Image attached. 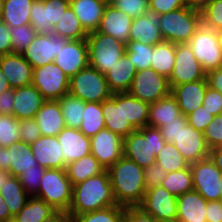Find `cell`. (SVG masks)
<instances>
[{"mask_svg": "<svg viewBox=\"0 0 222 222\" xmlns=\"http://www.w3.org/2000/svg\"><path fill=\"white\" fill-rule=\"evenodd\" d=\"M19 120L13 115L0 114V147H8L19 143L20 140Z\"/></svg>", "mask_w": 222, "mask_h": 222, "instance_id": "cell-46", "label": "cell"}, {"mask_svg": "<svg viewBox=\"0 0 222 222\" xmlns=\"http://www.w3.org/2000/svg\"><path fill=\"white\" fill-rule=\"evenodd\" d=\"M70 79L77 72L89 65L86 39L68 40L60 45V50L53 61Z\"/></svg>", "mask_w": 222, "mask_h": 222, "instance_id": "cell-17", "label": "cell"}, {"mask_svg": "<svg viewBox=\"0 0 222 222\" xmlns=\"http://www.w3.org/2000/svg\"><path fill=\"white\" fill-rule=\"evenodd\" d=\"M12 177L9 171H4L0 169V190L3 188L5 183Z\"/></svg>", "mask_w": 222, "mask_h": 222, "instance_id": "cell-69", "label": "cell"}, {"mask_svg": "<svg viewBox=\"0 0 222 222\" xmlns=\"http://www.w3.org/2000/svg\"><path fill=\"white\" fill-rule=\"evenodd\" d=\"M208 83L206 79L177 85L171 89L181 113L187 116L202 106Z\"/></svg>", "mask_w": 222, "mask_h": 222, "instance_id": "cell-26", "label": "cell"}, {"mask_svg": "<svg viewBox=\"0 0 222 222\" xmlns=\"http://www.w3.org/2000/svg\"><path fill=\"white\" fill-rule=\"evenodd\" d=\"M202 24L215 31L222 29V0H211L201 9Z\"/></svg>", "mask_w": 222, "mask_h": 222, "instance_id": "cell-48", "label": "cell"}, {"mask_svg": "<svg viewBox=\"0 0 222 222\" xmlns=\"http://www.w3.org/2000/svg\"><path fill=\"white\" fill-rule=\"evenodd\" d=\"M90 140L91 154L106 170L123 156V138L106 128Z\"/></svg>", "mask_w": 222, "mask_h": 222, "instance_id": "cell-16", "label": "cell"}, {"mask_svg": "<svg viewBox=\"0 0 222 222\" xmlns=\"http://www.w3.org/2000/svg\"><path fill=\"white\" fill-rule=\"evenodd\" d=\"M67 41L68 39L55 34H37L22 55L34 69L42 67L54 61L60 45H65Z\"/></svg>", "mask_w": 222, "mask_h": 222, "instance_id": "cell-15", "label": "cell"}, {"mask_svg": "<svg viewBox=\"0 0 222 222\" xmlns=\"http://www.w3.org/2000/svg\"><path fill=\"white\" fill-rule=\"evenodd\" d=\"M165 143L159 128L145 126L123 138V156L145 169L156 163V156Z\"/></svg>", "mask_w": 222, "mask_h": 222, "instance_id": "cell-3", "label": "cell"}, {"mask_svg": "<svg viewBox=\"0 0 222 222\" xmlns=\"http://www.w3.org/2000/svg\"><path fill=\"white\" fill-rule=\"evenodd\" d=\"M188 124L187 116L177 117V121L166 122V125L160 127L161 134L167 143H174L175 137L184 126Z\"/></svg>", "mask_w": 222, "mask_h": 222, "instance_id": "cell-56", "label": "cell"}, {"mask_svg": "<svg viewBox=\"0 0 222 222\" xmlns=\"http://www.w3.org/2000/svg\"><path fill=\"white\" fill-rule=\"evenodd\" d=\"M137 70L130 58L125 54L106 74V81L113 93L128 92Z\"/></svg>", "mask_w": 222, "mask_h": 222, "instance_id": "cell-29", "label": "cell"}, {"mask_svg": "<svg viewBox=\"0 0 222 222\" xmlns=\"http://www.w3.org/2000/svg\"><path fill=\"white\" fill-rule=\"evenodd\" d=\"M32 85L45 100H59L69 93V78L54 62L34 69Z\"/></svg>", "mask_w": 222, "mask_h": 222, "instance_id": "cell-10", "label": "cell"}, {"mask_svg": "<svg viewBox=\"0 0 222 222\" xmlns=\"http://www.w3.org/2000/svg\"><path fill=\"white\" fill-rule=\"evenodd\" d=\"M128 93L148 104H152L168 96L171 89L168 79L152 68L136 72Z\"/></svg>", "mask_w": 222, "mask_h": 222, "instance_id": "cell-9", "label": "cell"}, {"mask_svg": "<svg viewBox=\"0 0 222 222\" xmlns=\"http://www.w3.org/2000/svg\"><path fill=\"white\" fill-rule=\"evenodd\" d=\"M14 217L10 214L9 209L0 194V222H13Z\"/></svg>", "mask_w": 222, "mask_h": 222, "instance_id": "cell-65", "label": "cell"}, {"mask_svg": "<svg viewBox=\"0 0 222 222\" xmlns=\"http://www.w3.org/2000/svg\"><path fill=\"white\" fill-rule=\"evenodd\" d=\"M73 185L66 169H45L35 195L51 205L56 211L68 212L72 202Z\"/></svg>", "mask_w": 222, "mask_h": 222, "instance_id": "cell-6", "label": "cell"}, {"mask_svg": "<svg viewBox=\"0 0 222 222\" xmlns=\"http://www.w3.org/2000/svg\"><path fill=\"white\" fill-rule=\"evenodd\" d=\"M132 21L131 16L115 6H106L97 31L127 44Z\"/></svg>", "mask_w": 222, "mask_h": 222, "instance_id": "cell-24", "label": "cell"}, {"mask_svg": "<svg viewBox=\"0 0 222 222\" xmlns=\"http://www.w3.org/2000/svg\"><path fill=\"white\" fill-rule=\"evenodd\" d=\"M38 164L45 169H66L62 159V149L57 136H41L31 144Z\"/></svg>", "mask_w": 222, "mask_h": 222, "instance_id": "cell-23", "label": "cell"}, {"mask_svg": "<svg viewBox=\"0 0 222 222\" xmlns=\"http://www.w3.org/2000/svg\"><path fill=\"white\" fill-rule=\"evenodd\" d=\"M202 106L214 116L222 115V93L208 86Z\"/></svg>", "mask_w": 222, "mask_h": 222, "instance_id": "cell-55", "label": "cell"}, {"mask_svg": "<svg viewBox=\"0 0 222 222\" xmlns=\"http://www.w3.org/2000/svg\"><path fill=\"white\" fill-rule=\"evenodd\" d=\"M182 115L176 98L170 93L150 104L148 126L160 128L166 125V122L177 121V117Z\"/></svg>", "mask_w": 222, "mask_h": 222, "instance_id": "cell-31", "label": "cell"}, {"mask_svg": "<svg viewBox=\"0 0 222 222\" xmlns=\"http://www.w3.org/2000/svg\"><path fill=\"white\" fill-rule=\"evenodd\" d=\"M89 65L106 74L126 53V44L101 32H89L86 38Z\"/></svg>", "mask_w": 222, "mask_h": 222, "instance_id": "cell-5", "label": "cell"}, {"mask_svg": "<svg viewBox=\"0 0 222 222\" xmlns=\"http://www.w3.org/2000/svg\"><path fill=\"white\" fill-rule=\"evenodd\" d=\"M35 0H4L1 20L9 27L30 25V11Z\"/></svg>", "mask_w": 222, "mask_h": 222, "instance_id": "cell-33", "label": "cell"}, {"mask_svg": "<svg viewBox=\"0 0 222 222\" xmlns=\"http://www.w3.org/2000/svg\"><path fill=\"white\" fill-rule=\"evenodd\" d=\"M10 167V151L7 147H0V169L4 171H9Z\"/></svg>", "mask_w": 222, "mask_h": 222, "instance_id": "cell-63", "label": "cell"}, {"mask_svg": "<svg viewBox=\"0 0 222 222\" xmlns=\"http://www.w3.org/2000/svg\"><path fill=\"white\" fill-rule=\"evenodd\" d=\"M45 101L32 84L14 88L13 116L18 120L34 118Z\"/></svg>", "mask_w": 222, "mask_h": 222, "instance_id": "cell-25", "label": "cell"}, {"mask_svg": "<svg viewBox=\"0 0 222 222\" xmlns=\"http://www.w3.org/2000/svg\"><path fill=\"white\" fill-rule=\"evenodd\" d=\"M175 63V44L162 41L153 46L151 68L169 79Z\"/></svg>", "mask_w": 222, "mask_h": 222, "instance_id": "cell-35", "label": "cell"}, {"mask_svg": "<svg viewBox=\"0 0 222 222\" xmlns=\"http://www.w3.org/2000/svg\"><path fill=\"white\" fill-rule=\"evenodd\" d=\"M0 194L6 203L10 214L15 217L25 206L27 199L30 197L19 181L18 177L12 176L1 188ZM29 196V197H28Z\"/></svg>", "mask_w": 222, "mask_h": 222, "instance_id": "cell-39", "label": "cell"}, {"mask_svg": "<svg viewBox=\"0 0 222 222\" xmlns=\"http://www.w3.org/2000/svg\"><path fill=\"white\" fill-rule=\"evenodd\" d=\"M216 35H217L219 47H220L221 52H222V29L216 31Z\"/></svg>", "mask_w": 222, "mask_h": 222, "instance_id": "cell-70", "label": "cell"}, {"mask_svg": "<svg viewBox=\"0 0 222 222\" xmlns=\"http://www.w3.org/2000/svg\"><path fill=\"white\" fill-rule=\"evenodd\" d=\"M117 205L108 170L73 185L69 215H81Z\"/></svg>", "mask_w": 222, "mask_h": 222, "instance_id": "cell-2", "label": "cell"}, {"mask_svg": "<svg viewBox=\"0 0 222 222\" xmlns=\"http://www.w3.org/2000/svg\"><path fill=\"white\" fill-rule=\"evenodd\" d=\"M9 27L0 19V56L12 53Z\"/></svg>", "mask_w": 222, "mask_h": 222, "instance_id": "cell-59", "label": "cell"}, {"mask_svg": "<svg viewBox=\"0 0 222 222\" xmlns=\"http://www.w3.org/2000/svg\"><path fill=\"white\" fill-rule=\"evenodd\" d=\"M203 134L210 150L222 146V115L214 116Z\"/></svg>", "mask_w": 222, "mask_h": 222, "instance_id": "cell-50", "label": "cell"}, {"mask_svg": "<svg viewBox=\"0 0 222 222\" xmlns=\"http://www.w3.org/2000/svg\"><path fill=\"white\" fill-rule=\"evenodd\" d=\"M168 173V171L164 170V168L157 163L145 168L144 182L146 190L161 185Z\"/></svg>", "mask_w": 222, "mask_h": 222, "instance_id": "cell-54", "label": "cell"}, {"mask_svg": "<svg viewBox=\"0 0 222 222\" xmlns=\"http://www.w3.org/2000/svg\"><path fill=\"white\" fill-rule=\"evenodd\" d=\"M132 18L144 15L149 11V0H120L114 5Z\"/></svg>", "mask_w": 222, "mask_h": 222, "instance_id": "cell-51", "label": "cell"}, {"mask_svg": "<svg viewBox=\"0 0 222 222\" xmlns=\"http://www.w3.org/2000/svg\"><path fill=\"white\" fill-rule=\"evenodd\" d=\"M156 163L168 172L184 170L190 163L181 155L173 143H165L156 156Z\"/></svg>", "mask_w": 222, "mask_h": 222, "instance_id": "cell-42", "label": "cell"}, {"mask_svg": "<svg viewBox=\"0 0 222 222\" xmlns=\"http://www.w3.org/2000/svg\"><path fill=\"white\" fill-rule=\"evenodd\" d=\"M53 34L68 40H79L86 39L89 33L83 28L73 9L69 6L53 27Z\"/></svg>", "mask_w": 222, "mask_h": 222, "instance_id": "cell-38", "label": "cell"}, {"mask_svg": "<svg viewBox=\"0 0 222 222\" xmlns=\"http://www.w3.org/2000/svg\"><path fill=\"white\" fill-rule=\"evenodd\" d=\"M106 6L102 0L70 1V7L88 33L98 29Z\"/></svg>", "mask_w": 222, "mask_h": 222, "instance_id": "cell-30", "label": "cell"}, {"mask_svg": "<svg viewBox=\"0 0 222 222\" xmlns=\"http://www.w3.org/2000/svg\"><path fill=\"white\" fill-rule=\"evenodd\" d=\"M34 119L43 136H57L66 127L58 100H46Z\"/></svg>", "mask_w": 222, "mask_h": 222, "instance_id": "cell-28", "label": "cell"}, {"mask_svg": "<svg viewBox=\"0 0 222 222\" xmlns=\"http://www.w3.org/2000/svg\"><path fill=\"white\" fill-rule=\"evenodd\" d=\"M159 17L163 40L174 44L188 43L202 23L201 10L189 6L161 14Z\"/></svg>", "mask_w": 222, "mask_h": 222, "instance_id": "cell-4", "label": "cell"}, {"mask_svg": "<svg viewBox=\"0 0 222 222\" xmlns=\"http://www.w3.org/2000/svg\"><path fill=\"white\" fill-rule=\"evenodd\" d=\"M57 138L62 149V159L66 165L91 153V140L79 129L66 126Z\"/></svg>", "mask_w": 222, "mask_h": 222, "instance_id": "cell-21", "label": "cell"}, {"mask_svg": "<svg viewBox=\"0 0 222 222\" xmlns=\"http://www.w3.org/2000/svg\"><path fill=\"white\" fill-rule=\"evenodd\" d=\"M210 1L211 0H187V6L201 10Z\"/></svg>", "mask_w": 222, "mask_h": 222, "instance_id": "cell-67", "label": "cell"}, {"mask_svg": "<svg viewBox=\"0 0 222 222\" xmlns=\"http://www.w3.org/2000/svg\"><path fill=\"white\" fill-rule=\"evenodd\" d=\"M161 185L176 197L192 191L193 179L190 166L184 170L169 172Z\"/></svg>", "mask_w": 222, "mask_h": 222, "instance_id": "cell-43", "label": "cell"}, {"mask_svg": "<svg viewBox=\"0 0 222 222\" xmlns=\"http://www.w3.org/2000/svg\"><path fill=\"white\" fill-rule=\"evenodd\" d=\"M11 89L10 83L0 69V94Z\"/></svg>", "mask_w": 222, "mask_h": 222, "instance_id": "cell-68", "label": "cell"}, {"mask_svg": "<svg viewBox=\"0 0 222 222\" xmlns=\"http://www.w3.org/2000/svg\"><path fill=\"white\" fill-rule=\"evenodd\" d=\"M220 191H221V200H222V178H221V181H220Z\"/></svg>", "mask_w": 222, "mask_h": 222, "instance_id": "cell-73", "label": "cell"}, {"mask_svg": "<svg viewBox=\"0 0 222 222\" xmlns=\"http://www.w3.org/2000/svg\"><path fill=\"white\" fill-rule=\"evenodd\" d=\"M43 222H70V215L65 211H56Z\"/></svg>", "mask_w": 222, "mask_h": 222, "instance_id": "cell-66", "label": "cell"}, {"mask_svg": "<svg viewBox=\"0 0 222 222\" xmlns=\"http://www.w3.org/2000/svg\"><path fill=\"white\" fill-rule=\"evenodd\" d=\"M208 86L222 93V67L206 73Z\"/></svg>", "mask_w": 222, "mask_h": 222, "instance_id": "cell-62", "label": "cell"}, {"mask_svg": "<svg viewBox=\"0 0 222 222\" xmlns=\"http://www.w3.org/2000/svg\"><path fill=\"white\" fill-rule=\"evenodd\" d=\"M209 157L222 173V146L211 149Z\"/></svg>", "mask_w": 222, "mask_h": 222, "instance_id": "cell-64", "label": "cell"}, {"mask_svg": "<svg viewBox=\"0 0 222 222\" xmlns=\"http://www.w3.org/2000/svg\"><path fill=\"white\" fill-rule=\"evenodd\" d=\"M159 21V15L150 10L146 11L144 15L133 18L129 41H139L153 46L164 41L159 29Z\"/></svg>", "mask_w": 222, "mask_h": 222, "instance_id": "cell-22", "label": "cell"}, {"mask_svg": "<svg viewBox=\"0 0 222 222\" xmlns=\"http://www.w3.org/2000/svg\"><path fill=\"white\" fill-rule=\"evenodd\" d=\"M153 45L139 41H129L126 44V55L130 58L137 71L151 68Z\"/></svg>", "mask_w": 222, "mask_h": 222, "instance_id": "cell-45", "label": "cell"}, {"mask_svg": "<svg viewBox=\"0 0 222 222\" xmlns=\"http://www.w3.org/2000/svg\"><path fill=\"white\" fill-rule=\"evenodd\" d=\"M206 79V72L188 43L175 44V63L168 79L170 89L184 83Z\"/></svg>", "mask_w": 222, "mask_h": 222, "instance_id": "cell-12", "label": "cell"}, {"mask_svg": "<svg viewBox=\"0 0 222 222\" xmlns=\"http://www.w3.org/2000/svg\"><path fill=\"white\" fill-rule=\"evenodd\" d=\"M58 101L64 117L65 126L79 129L83 121L82 115L85 108V102L70 93L65 94Z\"/></svg>", "mask_w": 222, "mask_h": 222, "instance_id": "cell-41", "label": "cell"}, {"mask_svg": "<svg viewBox=\"0 0 222 222\" xmlns=\"http://www.w3.org/2000/svg\"><path fill=\"white\" fill-rule=\"evenodd\" d=\"M10 151L11 167L9 172L12 176L18 177L30 169H37L38 161L35 159L30 144L19 142L7 147Z\"/></svg>", "mask_w": 222, "mask_h": 222, "instance_id": "cell-32", "label": "cell"}, {"mask_svg": "<svg viewBox=\"0 0 222 222\" xmlns=\"http://www.w3.org/2000/svg\"><path fill=\"white\" fill-rule=\"evenodd\" d=\"M56 210L36 196H30L25 206L14 217L13 222H43L53 215Z\"/></svg>", "mask_w": 222, "mask_h": 222, "instance_id": "cell-37", "label": "cell"}, {"mask_svg": "<svg viewBox=\"0 0 222 222\" xmlns=\"http://www.w3.org/2000/svg\"><path fill=\"white\" fill-rule=\"evenodd\" d=\"M165 222H181V221L173 220V221H165Z\"/></svg>", "mask_w": 222, "mask_h": 222, "instance_id": "cell-74", "label": "cell"}, {"mask_svg": "<svg viewBox=\"0 0 222 222\" xmlns=\"http://www.w3.org/2000/svg\"><path fill=\"white\" fill-rule=\"evenodd\" d=\"M188 124L193 128L204 132L207 126L214 119V115L211 114L205 107L200 106L195 111L187 115Z\"/></svg>", "mask_w": 222, "mask_h": 222, "instance_id": "cell-53", "label": "cell"}, {"mask_svg": "<svg viewBox=\"0 0 222 222\" xmlns=\"http://www.w3.org/2000/svg\"><path fill=\"white\" fill-rule=\"evenodd\" d=\"M14 89H9L0 94V114L13 115Z\"/></svg>", "mask_w": 222, "mask_h": 222, "instance_id": "cell-61", "label": "cell"}, {"mask_svg": "<svg viewBox=\"0 0 222 222\" xmlns=\"http://www.w3.org/2000/svg\"><path fill=\"white\" fill-rule=\"evenodd\" d=\"M150 104L143 102L128 92H123V113L125 120L137 130L148 126Z\"/></svg>", "mask_w": 222, "mask_h": 222, "instance_id": "cell-36", "label": "cell"}, {"mask_svg": "<svg viewBox=\"0 0 222 222\" xmlns=\"http://www.w3.org/2000/svg\"><path fill=\"white\" fill-rule=\"evenodd\" d=\"M9 29L12 53L22 54L37 35L36 30L31 25H22Z\"/></svg>", "mask_w": 222, "mask_h": 222, "instance_id": "cell-47", "label": "cell"}, {"mask_svg": "<svg viewBox=\"0 0 222 222\" xmlns=\"http://www.w3.org/2000/svg\"><path fill=\"white\" fill-rule=\"evenodd\" d=\"M188 45L206 73L222 67V52L215 30L201 23Z\"/></svg>", "mask_w": 222, "mask_h": 222, "instance_id": "cell-8", "label": "cell"}, {"mask_svg": "<svg viewBox=\"0 0 222 222\" xmlns=\"http://www.w3.org/2000/svg\"><path fill=\"white\" fill-rule=\"evenodd\" d=\"M173 144L190 164L209 157L203 132L189 124L180 130Z\"/></svg>", "mask_w": 222, "mask_h": 222, "instance_id": "cell-18", "label": "cell"}, {"mask_svg": "<svg viewBox=\"0 0 222 222\" xmlns=\"http://www.w3.org/2000/svg\"><path fill=\"white\" fill-rule=\"evenodd\" d=\"M138 207L158 222L173 221L177 218V197L162 185L147 189Z\"/></svg>", "mask_w": 222, "mask_h": 222, "instance_id": "cell-14", "label": "cell"}, {"mask_svg": "<svg viewBox=\"0 0 222 222\" xmlns=\"http://www.w3.org/2000/svg\"><path fill=\"white\" fill-rule=\"evenodd\" d=\"M108 172L117 204L123 207L139 206L146 192L144 168L122 156Z\"/></svg>", "mask_w": 222, "mask_h": 222, "instance_id": "cell-1", "label": "cell"}, {"mask_svg": "<svg viewBox=\"0 0 222 222\" xmlns=\"http://www.w3.org/2000/svg\"><path fill=\"white\" fill-rule=\"evenodd\" d=\"M69 93L84 102L97 103L109 99L113 94L105 75L90 65L69 79Z\"/></svg>", "mask_w": 222, "mask_h": 222, "instance_id": "cell-7", "label": "cell"}, {"mask_svg": "<svg viewBox=\"0 0 222 222\" xmlns=\"http://www.w3.org/2000/svg\"><path fill=\"white\" fill-rule=\"evenodd\" d=\"M83 121L79 130L86 137L95 136L100 130L105 129V120L101 109V103L85 102Z\"/></svg>", "mask_w": 222, "mask_h": 222, "instance_id": "cell-40", "label": "cell"}, {"mask_svg": "<svg viewBox=\"0 0 222 222\" xmlns=\"http://www.w3.org/2000/svg\"><path fill=\"white\" fill-rule=\"evenodd\" d=\"M193 179V190L197 191L206 201L221 200V171L210 157L190 164Z\"/></svg>", "mask_w": 222, "mask_h": 222, "instance_id": "cell-11", "label": "cell"}, {"mask_svg": "<svg viewBox=\"0 0 222 222\" xmlns=\"http://www.w3.org/2000/svg\"><path fill=\"white\" fill-rule=\"evenodd\" d=\"M104 170V167L91 153L66 166L67 176L72 185L81 183L92 176L102 173Z\"/></svg>", "mask_w": 222, "mask_h": 222, "instance_id": "cell-34", "label": "cell"}, {"mask_svg": "<svg viewBox=\"0 0 222 222\" xmlns=\"http://www.w3.org/2000/svg\"><path fill=\"white\" fill-rule=\"evenodd\" d=\"M207 222H222V200H212L207 202Z\"/></svg>", "mask_w": 222, "mask_h": 222, "instance_id": "cell-60", "label": "cell"}, {"mask_svg": "<svg viewBox=\"0 0 222 222\" xmlns=\"http://www.w3.org/2000/svg\"><path fill=\"white\" fill-rule=\"evenodd\" d=\"M69 6L68 0H35L30 11V25L38 35L53 34V27Z\"/></svg>", "mask_w": 222, "mask_h": 222, "instance_id": "cell-13", "label": "cell"}, {"mask_svg": "<svg viewBox=\"0 0 222 222\" xmlns=\"http://www.w3.org/2000/svg\"><path fill=\"white\" fill-rule=\"evenodd\" d=\"M3 6H4V0H0V19L3 14Z\"/></svg>", "mask_w": 222, "mask_h": 222, "instance_id": "cell-72", "label": "cell"}, {"mask_svg": "<svg viewBox=\"0 0 222 222\" xmlns=\"http://www.w3.org/2000/svg\"><path fill=\"white\" fill-rule=\"evenodd\" d=\"M122 222H158L153 216L145 213L140 207H124Z\"/></svg>", "mask_w": 222, "mask_h": 222, "instance_id": "cell-58", "label": "cell"}, {"mask_svg": "<svg viewBox=\"0 0 222 222\" xmlns=\"http://www.w3.org/2000/svg\"><path fill=\"white\" fill-rule=\"evenodd\" d=\"M123 212L124 207L117 204L81 215H70V222H122Z\"/></svg>", "mask_w": 222, "mask_h": 222, "instance_id": "cell-44", "label": "cell"}, {"mask_svg": "<svg viewBox=\"0 0 222 222\" xmlns=\"http://www.w3.org/2000/svg\"><path fill=\"white\" fill-rule=\"evenodd\" d=\"M21 142L32 144L41 137L40 129L34 118L19 120Z\"/></svg>", "mask_w": 222, "mask_h": 222, "instance_id": "cell-52", "label": "cell"}, {"mask_svg": "<svg viewBox=\"0 0 222 222\" xmlns=\"http://www.w3.org/2000/svg\"><path fill=\"white\" fill-rule=\"evenodd\" d=\"M101 109L105 120V128L125 138L136 129L125 120L123 113V93H113L101 102Z\"/></svg>", "mask_w": 222, "mask_h": 222, "instance_id": "cell-20", "label": "cell"}, {"mask_svg": "<svg viewBox=\"0 0 222 222\" xmlns=\"http://www.w3.org/2000/svg\"><path fill=\"white\" fill-rule=\"evenodd\" d=\"M187 6V0H149V9L161 15Z\"/></svg>", "mask_w": 222, "mask_h": 222, "instance_id": "cell-57", "label": "cell"}, {"mask_svg": "<svg viewBox=\"0 0 222 222\" xmlns=\"http://www.w3.org/2000/svg\"><path fill=\"white\" fill-rule=\"evenodd\" d=\"M0 69L12 89L32 84L34 68L22 54L9 53L0 56Z\"/></svg>", "mask_w": 222, "mask_h": 222, "instance_id": "cell-19", "label": "cell"}, {"mask_svg": "<svg viewBox=\"0 0 222 222\" xmlns=\"http://www.w3.org/2000/svg\"><path fill=\"white\" fill-rule=\"evenodd\" d=\"M207 202L192 190L177 197V218L181 222H207Z\"/></svg>", "mask_w": 222, "mask_h": 222, "instance_id": "cell-27", "label": "cell"}, {"mask_svg": "<svg viewBox=\"0 0 222 222\" xmlns=\"http://www.w3.org/2000/svg\"><path fill=\"white\" fill-rule=\"evenodd\" d=\"M107 6H114L120 0H102Z\"/></svg>", "mask_w": 222, "mask_h": 222, "instance_id": "cell-71", "label": "cell"}, {"mask_svg": "<svg viewBox=\"0 0 222 222\" xmlns=\"http://www.w3.org/2000/svg\"><path fill=\"white\" fill-rule=\"evenodd\" d=\"M45 168L42 166H37V169H30L23 171L21 175L18 176L24 191L30 195L35 196L39 191L40 181L43 178ZM30 193V194H29Z\"/></svg>", "mask_w": 222, "mask_h": 222, "instance_id": "cell-49", "label": "cell"}]
</instances>
